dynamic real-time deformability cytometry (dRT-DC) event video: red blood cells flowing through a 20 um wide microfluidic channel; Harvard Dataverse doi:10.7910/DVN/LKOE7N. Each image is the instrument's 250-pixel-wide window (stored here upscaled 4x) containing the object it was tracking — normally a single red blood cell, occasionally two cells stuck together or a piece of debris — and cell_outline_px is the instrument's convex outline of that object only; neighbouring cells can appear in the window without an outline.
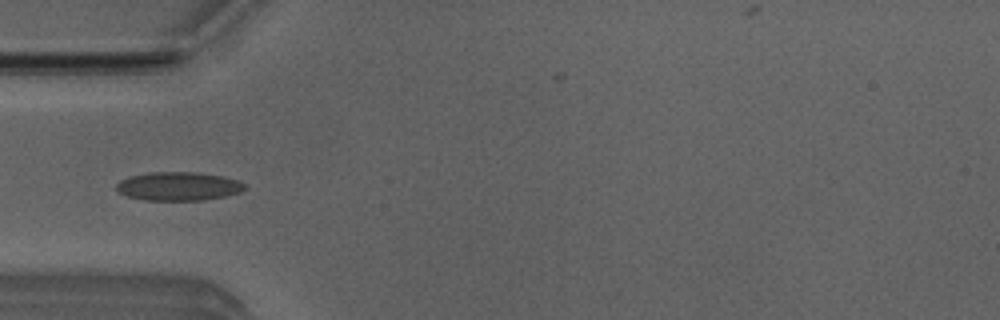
{"species": "Egyptian fruit bat (a non-hibernating species)", "species_latin": "Rousettus aegyptiacus", "temperature_condition": "room temperature", "stored_images_in_passage": 5, "camera_frame_rate_fps": 3000, "um_per_image_px": 0.085, "animal": {"sex": "male"}, "frame": {"image": 1, "passage_image": 4, "time_ms": 1.0, "image_size_px": [1000, 320], "cell_outline_px": [[248, 188], [240, 192], [224, 196], [204, 200], [144, 200], [128, 196], [120, 192], [116, 188], [116, 184], [120, 180], [128, 176], [148, 172], [196, 172], [224, 176], [240, 180]], "centroid_in_image_um": [15.19, 15.82], "position_along_channel_um": 69.8, "area_um2": 21.56}}